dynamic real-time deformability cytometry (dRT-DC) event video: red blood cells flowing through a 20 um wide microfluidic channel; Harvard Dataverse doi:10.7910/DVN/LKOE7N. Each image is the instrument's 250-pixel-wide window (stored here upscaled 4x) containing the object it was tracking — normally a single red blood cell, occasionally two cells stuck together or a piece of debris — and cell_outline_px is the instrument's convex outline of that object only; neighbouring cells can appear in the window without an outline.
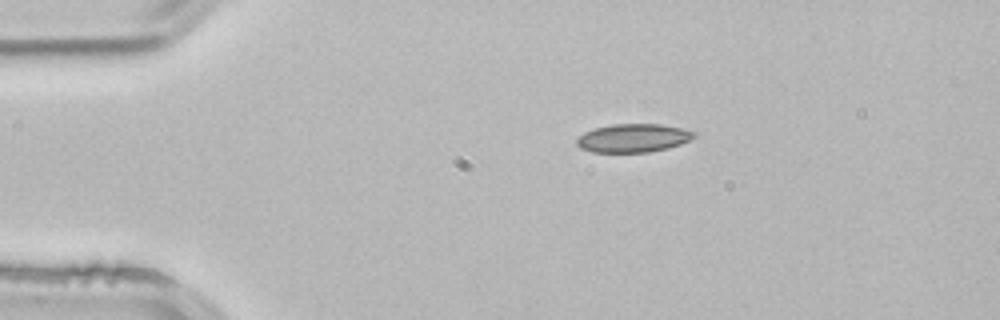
{"species": "common noctule bat (a hibernating species)", "species_latin": "Nyctalus noctula", "temperature_condition": "room temperature", "stored_images_in_passage": 2, "camera_frame_rate_fps": 3000, "um_per_image_px": 0.085, "animal": {"sex": "male", "body_mass_g": 21.5, "forearm_length_mm": 52.0}, "frame": {"image": 1, "passage_image": 2, "time_ms": 0.333, "image_size_px": [1000, 320], "cell_outline_px": [[696, 136], [680, 144], [668, 148], [648, 152], [592, 152], [580, 148], [576, 144], [576, 140], [584, 132], [596, 128], [612, 124], [660, 124], [684, 128], [696, 132]], "centroid_in_image_um": [53.83, 11.73], "position_along_channel_um": 31.2, "area_um2": 19.42}}